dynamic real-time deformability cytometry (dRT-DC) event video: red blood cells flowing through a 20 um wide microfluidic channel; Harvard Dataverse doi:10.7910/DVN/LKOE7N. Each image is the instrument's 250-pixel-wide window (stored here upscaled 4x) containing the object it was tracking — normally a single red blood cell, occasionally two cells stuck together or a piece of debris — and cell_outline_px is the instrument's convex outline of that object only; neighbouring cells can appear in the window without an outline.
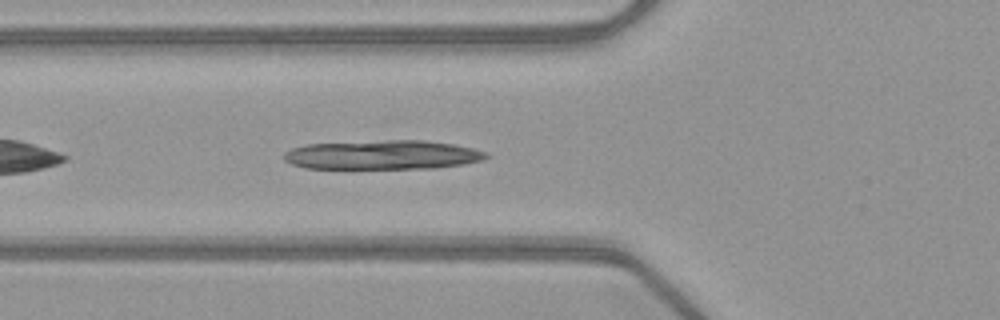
{"species": "common noctule bat (a hibernating species)", "species_latin": "Nyctalus noctula", "temperature_condition": "warm", "stored_images_in_passage": 37, "camera_frame_rate_fps": 3000, "um_per_image_px": 0.085, "animal": {"sex": "female", "body_mass_g": 21.9}, "frame": {"image": 1, "passage_image": 5, "time_ms": 1.333, "image_size_px": [1000, 320], "cell_outline_px": [[488, 156], [484, 160], [464, 164], [432, 168], [304, 168], [292, 164], [284, 160], [284, 152], [292, 148], [308, 144], [388, 140], [424, 140], [452, 144], [472, 148], [488, 152]], "centroid_in_image_um": [32.54, 13.16], "position_along_channel_um": 93.3, "area_um2": 34.28}}
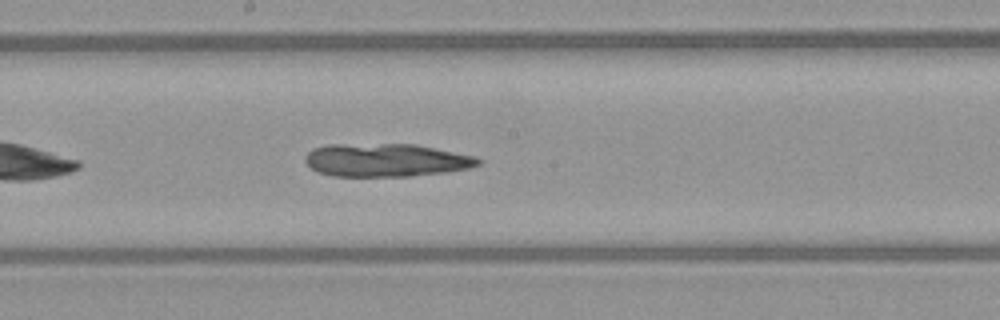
{"frame": {"image": 2, "passage_image": 14, "time_ms": 4.333, "image_size_px": [1000, 320], "cell_outline_px": [[484, 160], [480, 164], [468, 168], [444, 172], [412, 176], [332, 176], [316, 172], [304, 160], [304, 156], [312, 148], [328, 144], [416, 144], [476, 156]], "centroid_in_image_um": [32.8, 13.6], "position_along_channel_um": 215.4, "area_um2": 33.64}}
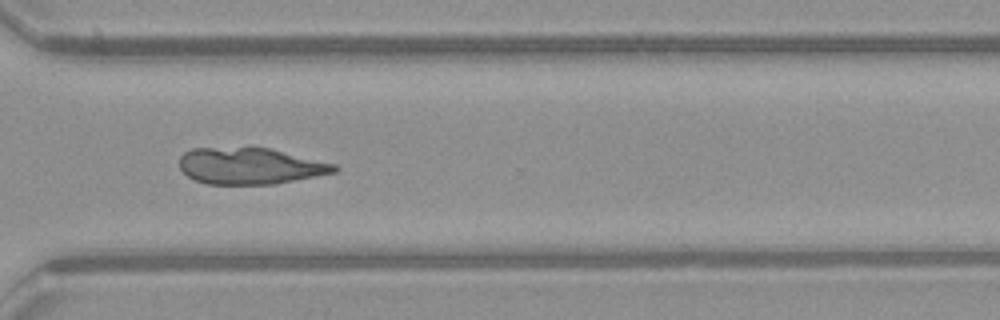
{"frame": {"image": 3, "passage_image": 24, "time_ms": 7.667, "image_size_px": [1000, 320], "cell_outline_px": [[340, 168], [336, 172], [276, 184], [208, 184], [196, 180], [188, 176], [180, 168], [180, 156], [184, 152], [192, 148], [268, 148], [336, 164]], "centroid_in_image_um": [21.27, 14.11], "position_along_channel_um": 349.3, "area_um2": 32.66}}